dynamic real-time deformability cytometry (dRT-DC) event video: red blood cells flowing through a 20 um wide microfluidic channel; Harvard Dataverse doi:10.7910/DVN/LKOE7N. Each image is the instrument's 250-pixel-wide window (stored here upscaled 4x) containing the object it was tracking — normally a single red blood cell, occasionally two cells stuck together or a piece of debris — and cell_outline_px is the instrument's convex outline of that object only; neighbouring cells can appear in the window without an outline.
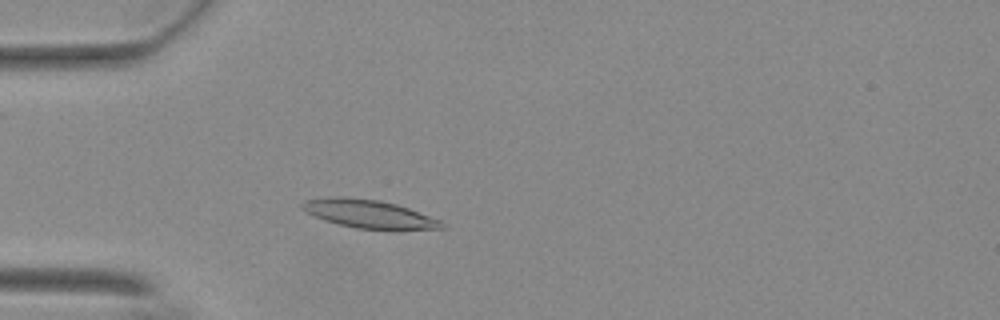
{"species": "Egyptian fruit bat (a non-hibernating species)", "species_latin": "Rousettus aegyptiacus", "temperature_condition": "warm", "stored_images_in_passage": 8, "camera_frame_rate_fps": 3000, "um_per_image_px": 0.085, "animal": {"sex": "female"}, "frame": {"image": 1, "passage_image": 3, "time_ms": 0.667, "image_size_px": [1000, 320], "cell_outline_px": [[448, 228], [396, 232], [356, 228], [324, 220], [312, 216], [300, 208], [300, 204], [308, 200], [328, 196], [344, 196], [380, 200], [396, 204], [408, 208], [440, 220]], "centroid_in_image_um": [31.42, 18.22], "position_along_channel_um": 53.6, "area_um2": 23.87}}
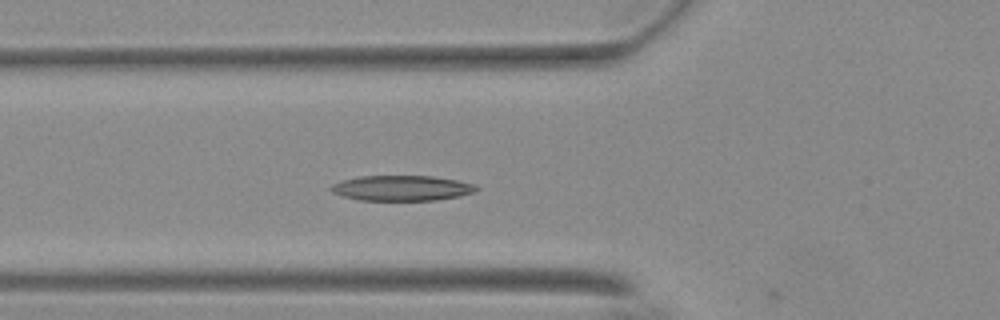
{"frame": {"image": 2, "passage_image": 7, "time_ms": 2.0, "image_size_px": [1000, 320], "cell_outline_px": [[480, 188], [476, 192], [460, 196], [436, 200], [360, 200], [344, 196], [332, 192], [328, 188], [332, 184], [340, 180], [360, 176], [432, 176], [456, 180], [476, 184]], "centroid_in_image_um": [34.17, 15.98], "position_along_channel_um": 91.6, "area_um2": 21.56}}